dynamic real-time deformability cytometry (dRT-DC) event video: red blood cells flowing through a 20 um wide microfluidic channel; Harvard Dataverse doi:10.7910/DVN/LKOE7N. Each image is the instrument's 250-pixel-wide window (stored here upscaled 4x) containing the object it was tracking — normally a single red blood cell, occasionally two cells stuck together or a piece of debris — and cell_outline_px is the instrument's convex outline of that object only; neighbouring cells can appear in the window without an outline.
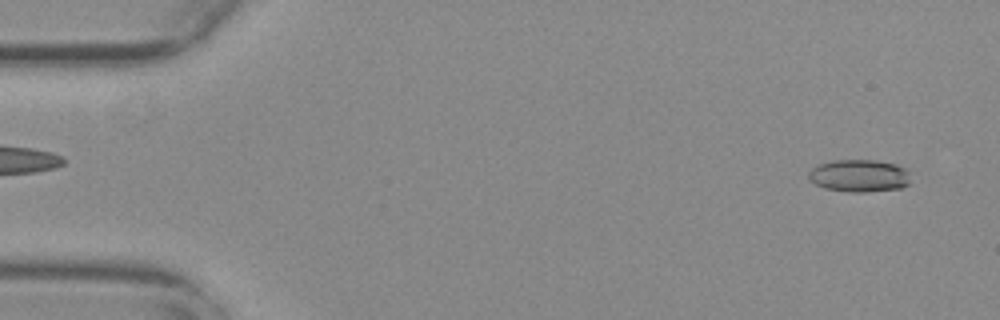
{"species": "common noctule bat (a hibernating species)", "species_latin": "Nyctalus noctula", "temperature_condition": "warm", "stored_images_in_passage": 9, "camera_frame_rate_fps": 3000, "um_per_image_px": 0.085, "animal": {"sex": "female", "body_mass_g": 29.2, "forearm_length_mm": 56.3}, "frame": {"image": 1, "passage_image": 3, "time_ms": 0.667, "image_size_px": [1000, 320], "cell_outline_px": [[908, 184], [900, 188], [868, 192], [848, 192], [824, 188], [816, 184], [808, 176], [808, 172], [812, 168], [820, 164], [832, 160], [876, 160], [896, 164], [904, 168], [908, 172]], "centroid_in_image_um": [73.02, 14.94], "position_along_channel_um": 12.0, "area_um2": 19.19}}